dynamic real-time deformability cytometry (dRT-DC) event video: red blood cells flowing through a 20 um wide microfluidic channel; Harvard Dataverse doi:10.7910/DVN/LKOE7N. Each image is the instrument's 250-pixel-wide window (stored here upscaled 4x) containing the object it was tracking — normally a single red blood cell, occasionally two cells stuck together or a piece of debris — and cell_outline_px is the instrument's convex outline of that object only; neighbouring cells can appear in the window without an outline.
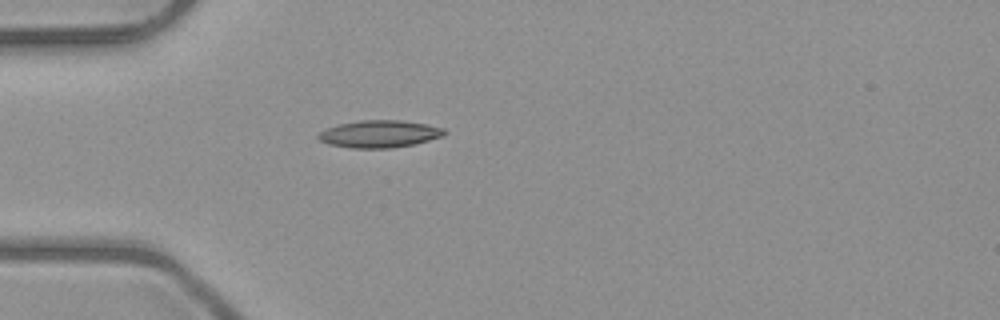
{"species": "common noctule bat (a hibernating species)", "species_latin": "Nyctalus noctula", "temperature_condition": "room temperature", "stored_images_in_passage": 37, "camera_frame_rate_fps": 3000, "um_per_image_px": 0.085, "animal": {"sex": "male", "body_mass_g": 23.1, "forearm_length_mm": 52.7}, "frame": {"image": 1, "passage_image": 1, "time_ms": 0.0, "image_size_px": [1000, 320], "cell_outline_px": [[448, 132], [444, 136], [412, 144], [392, 148], [352, 148], [328, 144], [320, 140], [316, 136], [320, 132], [328, 128], [340, 124], [360, 120], [404, 120], [428, 124], [444, 128]], "centroid_in_image_um": [32.29, 11.38], "position_along_channel_um": 52.7, "area_um2": 20.06}}
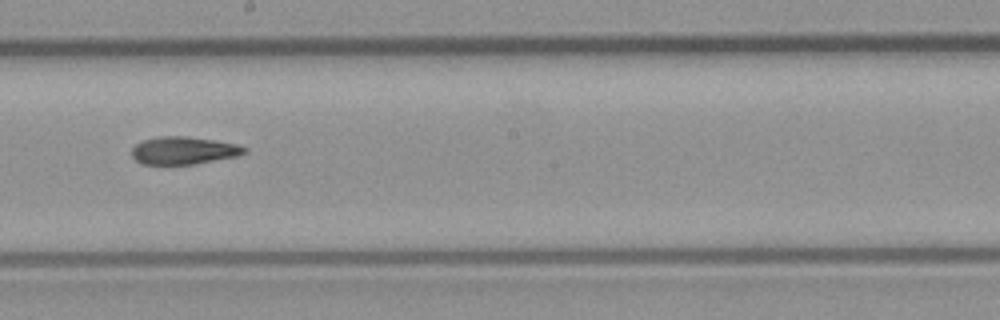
{"frame": {"image": 2, "passage_image": 15, "time_ms": 4.667, "image_size_px": [1000, 320], "cell_outline_px": [[248, 152], [236, 156], [196, 164], [144, 164], [136, 160], [132, 156], [132, 148], [136, 144], [144, 140], [160, 136], [184, 136], [212, 140], [236, 144], [248, 148]], "centroid_in_image_um": [15.62, 12.79], "position_along_channel_um": 232.6, "area_um2": 17.98}}
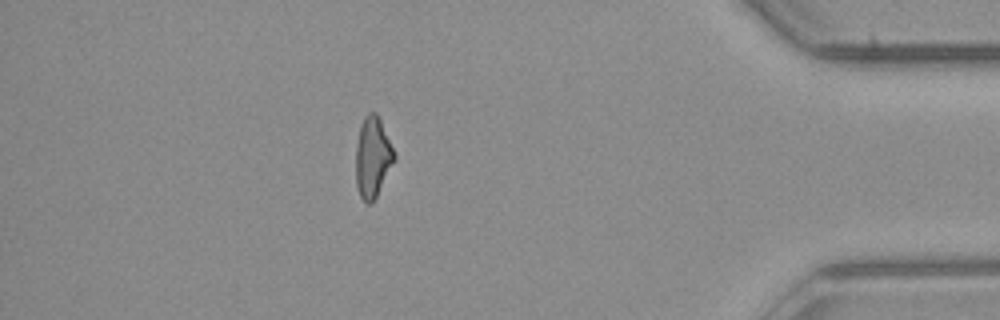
{"frame": {"image": 3, "passage_image": 31, "time_ms": 10.0, "image_size_px": [1000, 320], "cell_outline_px": [[396, 160], [372, 204], [364, 204], [360, 196], [356, 184], [356, 144], [360, 124], [364, 116], [368, 112], [376, 112], [380, 120], [396, 156]], "centroid_in_image_um": [31.67, 13.39], "position_along_channel_um": 403.5, "area_um2": 18.21}, "authors_computed_cell_mechanics": {"area_um2": 18.2648, "velocity_mm_per_s": 4.0381, "shape_relaxation_time_tau1_ms": null, "shape_relaxation_time_tau2_ms": 9.7251, "deformation_change_tau1": null, "deformation_change_tau2": 0.2152}}